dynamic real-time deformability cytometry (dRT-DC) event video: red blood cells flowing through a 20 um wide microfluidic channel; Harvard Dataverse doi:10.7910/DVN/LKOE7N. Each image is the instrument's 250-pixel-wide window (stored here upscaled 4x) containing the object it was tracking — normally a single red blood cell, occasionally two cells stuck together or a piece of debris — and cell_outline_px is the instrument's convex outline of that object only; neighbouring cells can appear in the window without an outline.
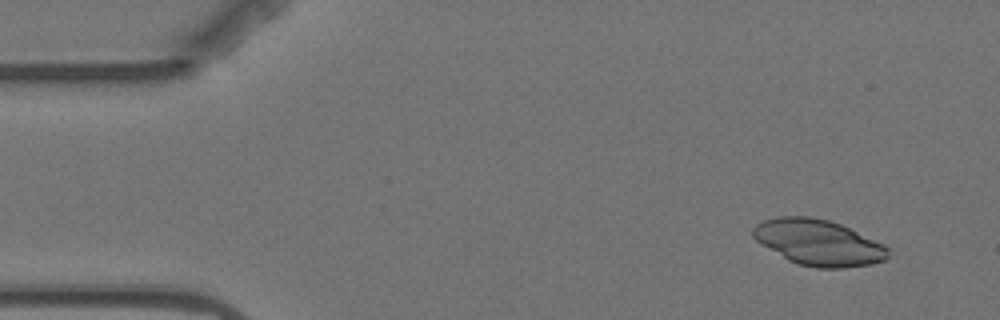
{"species": "Egyptian fruit bat (a non-hibernating species)", "species_latin": "Rousettus aegyptiacus", "temperature_condition": "warm", "stored_images_in_passage": 5, "segment_of_instrument_passage": [1, 2], "camera_frame_rate_fps": 3000, "um_per_image_px": 0.085, "animal": {"sex": "female"}, "frame": {"image": 1, "passage_image": 1, "time_ms": 0.0, "image_size_px": [1000, 320], "cell_outline_px": [[888, 256], [884, 260], [872, 264], [844, 268], [816, 268], [800, 264], [788, 260], [760, 244], [752, 236], [752, 228], [756, 224], [764, 220], [780, 216], [808, 216], [828, 220], [840, 224], [884, 244], [888, 248]], "centroid_in_image_um": [69.54, 20.62], "position_along_channel_um": 15.5, "area_um2": 36.01}}